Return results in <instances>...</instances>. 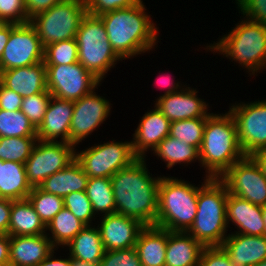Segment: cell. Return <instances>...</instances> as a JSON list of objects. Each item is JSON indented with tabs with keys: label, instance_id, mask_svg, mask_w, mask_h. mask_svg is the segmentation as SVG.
Returning a JSON list of instances; mask_svg holds the SVG:
<instances>
[{
	"label": "cell",
	"instance_id": "obj_19",
	"mask_svg": "<svg viewBox=\"0 0 266 266\" xmlns=\"http://www.w3.org/2000/svg\"><path fill=\"white\" fill-rule=\"evenodd\" d=\"M74 102L51 97L45 117L37 128V140L69 143Z\"/></svg>",
	"mask_w": 266,
	"mask_h": 266
},
{
	"label": "cell",
	"instance_id": "obj_13",
	"mask_svg": "<svg viewBox=\"0 0 266 266\" xmlns=\"http://www.w3.org/2000/svg\"><path fill=\"white\" fill-rule=\"evenodd\" d=\"M45 47L35 27L30 23L17 24L10 32L0 59V72L36 65L44 61Z\"/></svg>",
	"mask_w": 266,
	"mask_h": 266
},
{
	"label": "cell",
	"instance_id": "obj_17",
	"mask_svg": "<svg viewBox=\"0 0 266 266\" xmlns=\"http://www.w3.org/2000/svg\"><path fill=\"white\" fill-rule=\"evenodd\" d=\"M194 88L184 87L181 91L156 99L155 107L170 121L207 118L211 113L205 99L199 98Z\"/></svg>",
	"mask_w": 266,
	"mask_h": 266
},
{
	"label": "cell",
	"instance_id": "obj_26",
	"mask_svg": "<svg viewBox=\"0 0 266 266\" xmlns=\"http://www.w3.org/2000/svg\"><path fill=\"white\" fill-rule=\"evenodd\" d=\"M88 179L75 159L66 168L46 178L38 187L44 192L64 198L70 193L85 191Z\"/></svg>",
	"mask_w": 266,
	"mask_h": 266
},
{
	"label": "cell",
	"instance_id": "obj_16",
	"mask_svg": "<svg viewBox=\"0 0 266 266\" xmlns=\"http://www.w3.org/2000/svg\"><path fill=\"white\" fill-rule=\"evenodd\" d=\"M98 224L105 251L135 247L140 231L145 227L137 219L112 213L101 217Z\"/></svg>",
	"mask_w": 266,
	"mask_h": 266
},
{
	"label": "cell",
	"instance_id": "obj_38",
	"mask_svg": "<svg viewBox=\"0 0 266 266\" xmlns=\"http://www.w3.org/2000/svg\"><path fill=\"white\" fill-rule=\"evenodd\" d=\"M52 95L49 92L37 93L31 96L23 97L20 110L30 120L37 129L49 105Z\"/></svg>",
	"mask_w": 266,
	"mask_h": 266
},
{
	"label": "cell",
	"instance_id": "obj_49",
	"mask_svg": "<svg viewBox=\"0 0 266 266\" xmlns=\"http://www.w3.org/2000/svg\"><path fill=\"white\" fill-rule=\"evenodd\" d=\"M10 265L9 235H0V266Z\"/></svg>",
	"mask_w": 266,
	"mask_h": 266
},
{
	"label": "cell",
	"instance_id": "obj_2",
	"mask_svg": "<svg viewBox=\"0 0 266 266\" xmlns=\"http://www.w3.org/2000/svg\"><path fill=\"white\" fill-rule=\"evenodd\" d=\"M143 0L137 5L99 15L113 50L121 59L148 53L158 43V28Z\"/></svg>",
	"mask_w": 266,
	"mask_h": 266
},
{
	"label": "cell",
	"instance_id": "obj_41",
	"mask_svg": "<svg viewBox=\"0 0 266 266\" xmlns=\"http://www.w3.org/2000/svg\"><path fill=\"white\" fill-rule=\"evenodd\" d=\"M99 266H142L135 247L105 251Z\"/></svg>",
	"mask_w": 266,
	"mask_h": 266
},
{
	"label": "cell",
	"instance_id": "obj_27",
	"mask_svg": "<svg viewBox=\"0 0 266 266\" xmlns=\"http://www.w3.org/2000/svg\"><path fill=\"white\" fill-rule=\"evenodd\" d=\"M46 232V226L28 199L12 201L9 236L41 235Z\"/></svg>",
	"mask_w": 266,
	"mask_h": 266
},
{
	"label": "cell",
	"instance_id": "obj_12",
	"mask_svg": "<svg viewBox=\"0 0 266 266\" xmlns=\"http://www.w3.org/2000/svg\"><path fill=\"white\" fill-rule=\"evenodd\" d=\"M237 126L241 149L245 156L266 147V99L235 103L229 107Z\"/></svg>",
	"mask_w": 266,
	"mask_h": 266
},
{
	"label": "cell",
	"instance_id": "obj_8",
	"mask_svg": "<svg viewBox=\"0 0 266 266\" xmlns=\"http://www.w3.org/2000/svg\"><path fill=\"white\" fill-rule=\"evenodd\" d=\"M87 14L84 0H64L30 19L44 47L76 37Z\"/></svg>",
	"mask_w": 266,
	"mask_h": 266
},
{
	"label": "cell",
	"instance_id": "obj_28",
	"mask_svg": "<svg viewBox=\"0 0 266 266\" xmlns=\"http://www.w3.org/2000/svg\"><path fill=\"white\" fill-rule=\"evenodd\" d=\"M31 190L25 164L0 160V198L13 201L27 199Z\"/></svg>",
	"mask_w": 266,
	"mask_h": 266
},
{
	"label": "cell",
	"instance_id": "obj_15",
	"mask_svg": "<svg viewBox=\"0 0 266 266\" xmlns=\"http://www.w3.org/2000/svg\"><path fill=\"white\" fill-rule=\"evenodd\" d=\"M96 89L74 101V111L70 125L69 143L80 145L84 138L89 137L96 128L106 121L112 104L105 97L97 95Z\"/></svg>",
	"mask_w": 266,
	"mask_h": 266
},
{
	"label": "cell",
	"instance_id": "obj_25",
	"mask_svg": "<svg viewBox=\"0 0 266 266\" xmlns=\"http://www.w3.org/2000/svg\"><path fill=\"white\" fill-rule=\"evenodd\" d=\"M168 230L145 226L139 233L135 248L142 266H165Z\"/></svg>",
	"mask_w": 266,
	"mask_h": 266
},
{
	"label": "cell",
	"instance_id": "obj_11",
	"mask_svg": "<svg viewBox=\"0 0 266 266\" xmlns=\"http://www.w3.org/2000/svg\"><path fill=\"white\" fill-rule=\"evenodd\" d=\"M75 149L74 145L66 142L37 140L25 162L27 181L31 187H38L46 178L73 162Z\"/></svg>",
	"mask_w": 266,
	"mask_h": 266
},
{
	"label": "cell",
	"instance_id": "obj_33",
	"mask_svg": "<svg viewBox=\"0 0 266 266\" xmlns=\"http://www.w3.org/2000/svg\"><path fill=\"white\" fill-rule=\"evenodd\" d=\"M0 137H37V129L21 110L0 109Z\"/></svg>",
	"mask_w": 266,
	"mask_h": 266
},
{
	"label": "cell",
	"instance_id": "obj_40",
	"mask_svg": "<svg viewBox=\"0 0 266 266\" xmlns=\"http://www.w3.org/2000/svg\"><path fill=\"white\" fill-rule=\"evenodd\" d=\"M0 22L12 24L30 22L24 0H0Z\"/></svg>",
	"mask_w": 266,
	"mask_h": 266
},
{
	"label": "cell",
	"instance_id": "obj_42",
	"mask_svg": "<svg viewBox=\"0 0 266 266\" xmlns=\"http://www.w3.org/2000/svg\"><path fill=\"white\" fill-rule=\"evenodd\" d=\"M235 3L243 18L266 25V0H235Z\"/></svg>",
	"mask_w": 266,
	"mask_h": 266
},
{
	"label": "cell",
	"instance_id": "obj_22",
	"mask_svg": "<svg viewBox=\"0 0 266 266\" xmlns=\"http://www.w3.org/2000/svg\"><path fill=\"white\" fill-rule=\"evenodd\" d=\"M10 266H37L55 247L46 234L9 236Z\"/></svg>",
	"mask_w": 266,
	"mask_h": 266
},
{
	"label": "cell",
	"instance_id": "obj_47",
	"mask_svg": "<svg viewBox=\"0 0 266 266\" xmlns=\"http://www.w3.org/2000/svg\"><path fill=\"white\" fill-rule=\"evenodd\" d=\"M12 201L0 198V235H8Z\"/></svg>",
	"mask_w": 266,
	"mask_h": 266
},
{
	"label": "cell",
	"instance_id": "obj_39",
	"mask_svg": "<svg viewBox=\"0 0 266 266\" xmlns=\"http://www.w3.org/2000/svg\"><path fill=\"white\" fill-rule=\"evenodd\" d=\"M64 207H66L76 218L86 226L93 224L92 220L96 219L92 209V204L85 191L73 192L64 198ZM92 223V224H91Z\"/></svg>",
	"mask_w": 266,
	"mask_h": 266
},
{
	"label": "cell",
	"instance_id": "obj_51",
	"mask_svg": "<svg viewBox=\"0 0 266 266\" xmlns=\"http://www.w3.org/2000/svg\"><path fill=\"white\" fill-rule=\"evenodd\" d=\"M16 25L17 24L3 23L0 26V59H1L2 53L5 49V46L8 42L10 32Z\"/></svg>",
	"mask_w": 266,
	"mask_h": 266
},
{
	"label": "cell",
	"instance_id": "obj_37",
	"mask_svg": "<svg viewBox=\"0 0 266 266\" xmlns=\"http://www.w3.org/2000/svg\"><path fill=\"white\" fill-rule=\"evenodd\" d=\"M76 62H78V46L75 38L55 42L45 47V65H66Z\"/></svg>",
	"mask_w": 266,
	"mask_h": 266
},
{
	"label": "cell",
	"instance_id": "obj_29",
	"mask_svg": "<svg viewBox=\"0 0 266 266\" xmlns=\"http://www.w3.org/2000/svg\"><path fill=\"white\" fill-rule=\"evenodd\" d=\"M71 258L91 263H100L105 249L98 227H84L67 245Z\"/></svg>",
	"mask_w": 266,
	"mask_h": 266
},
{
	"label": "cell",
	"instance_id": "obj_52",
	"mask_svg": "<svg viewBox=\"0 0 266 266\" xmlns=\"http://www.w3.org/2000/svg\"><path fill=\"white\" fill-rule=\"evenodd\" d=\"M250 156L259 165L263 175L266 177V147L256 150Z\"/></svg>",
	"mask_w": 266,
	"mask_h": 266
},
{
	"label": "cell",
	"instance_id": "obj_31",
	"mask_svg": "<svg viewBox=\"0 0 266 266\" xmlns=\"http://www.w3.org/2000/svg\"><path fill=\"white\" fill-rule=\"evenodd\" d=\"M84 227H86V225L64 207L46 226V231L49 230V232H51V234L46 232V235L55 248L58 249L59 246L63 248L65 246L67 248L69 242Z\"/></svg>",
	"mask_w": 266,
	"mask_h": 266
},
{
	"label": "cell",
	"instance_id": "obj_54",
	"mask_svg": "<svg viewBox=\"0 0 266 266\" xmlns=\"http://www.w3.org/2000/svg\"><path fill=\"white\" fill-rule=\"evenodd\" d=\"M262 217L265 224V236H266V205L261 206Z\"/></svg>",
	"mask_w": 266,
	"mask_h": 266
},
{
	"label": "cell",
	"instance_id": "obj_30",
	"mask_svg": "<svg viewBox=\"0 0 266 266\" xmlns=\"http://www.w3.org/2000/svg\"><path fill=\"white\" fill-rule=\"evenodd\" d=\"M157 158H160L166 163L168 169L173 168L175 165L191 164L192 162L199 161V150L187 144L185 141H180L175 137H165L158 146L153 150Z\"/></svg>",
	"mask_w": 266,
	"mask_h": 266
},
{
	"label": "cell",
	"instance_id": "obj_14",
	"mask_svg": "<svg viewBox=\"0 0 266 266\" xmlns=\"http://www.w3.org/2000/svg\"><path fill=\"white\" fill-rule=\"evenodd\" d=\"M219 179L228 193L255 205H266V177L251 156L234 163Z\"/></svg>",
	"mask_w": 266,
	"mask_h": 266
},
{
	"label": "cell",
	"instance_id": "obj_44",
	"mask_svg": "<svg viewBox=\"0 0 266 266\" xmlns=\"http://www.w3.org/2000/svg\"><path fill=\"white\" fill-rule=\"evenodd\" d=\"M198 266H233V264L221 246H213L203 248Z\"/></svg>",
	"mask_w": 266,
	"mask_h": 266
},
{
	"label": "cell",
	"instance_id": "obj_9",
	"mask_svg": "<svg viewBox=\"0 0 266 266\" xmlns=\"http://www.w3.org/2000/svg\"><path fill=\"white\" fill-rule=\"evenodd\" d=\"M75 159L89 178H111L120 169L130 166L138 157L132 141H108L75 151Z\"/></svg>",
	"mask_w": 266,
	"mask_h": 266
},
{
	"label": "cell",
	"instance_id": "obj_55",
	"mask_svg": "<svg viewBox=\"0 0 266 266\" xmlns=\"http://www.w3.org/2000/svg\"><path fill=\"white\" fill-rule=\"evenodd\" d=\"M253 266H266V259Z\"/></svg>",
	"mask_w": 266,
	"mask_h": 266
},
{
	"label": "cell",
	"instance_id": "obj_4",
	"mask_svg": "<svg viewBox=\"0 0 266 266\" xmlns=\"http://www.w3.org/2000/svg\"><path fill=\"white\" fill-rule=\"evenodd\" d=\"M197 198V213L187 231L204 247L221 246L227 235L228 190L219 178L203 177Z\"/></svg>",
	"mask_w": 266,
	"mask_h": 266
},
{
	"label": "cell",
	"instance_id": "obj_10",
	"mask_svg": "<svg viewBox=\"0 0 266 266\" xmlns=\"http://www.w3.org/2000/svg\"><path fill=\"white\" fill-rule=\"evenodd\" d=\"M45 66L47 90L58 99L77 101L98 89L101 84V81L79 62Z\"/></svg>",
	"mask_w": 266,
	"mask_h": 266
},
{
	"label": "cell",
	"instance_id": "obj_1",
	"mask_svg": "<svg viewBox=\"0 0 266 266\" xmlns=\"http://www.w3.org/2000/svg\"><path fill=\"white\" fill-rule=\"evenodd\" d=\"M146 164V158H138L110 179L116 213L137 219L145 226H153L158 211L161 175L152 177Z\"/></svg>",
	"mask_w": 266,
	"mask_h": 266
},
{
	"label": "cell",
	"instance_id": "obj_7",
	"mask_svg": "<svg viewBox=\"0 0 266 266\" xmlns=\"http://www.w3.org/2000/svg\"><path fill=\"white\" fill-rule=\"evenodd\" d=\"M78 62L101 82L108 71L122 59L108 41L105 26L99 16L87 13L76 34Z\"/></svg>",
	"mask_w": 266,
	"mask_h": 266
},
{
	"label": "cell",
	"instance_id": "obj_35",
	"mask_svg": "<svg viewBox=\"0 0 266 266\" xmlns=\"http://www.w3.org/2000/svg\"><path fill=\"white\" fill-rule=\"evenodd\" d=\"M37 137H0V160L25 164Z\"/></svg>",
	"mask_w": 266,
	"mask_h": 266
},
{
	"label": "cell",
	"instance_id": "obj_32",
	"mask_svg": "<svg viewBox=\"0 0 266 266\" xmlns=\"http://www.w3.org/2000/svg\"><path fill=\"white\" fill-rule=\"evenodd\" d=\"M95 215L105 216L116 213L113 188L110 178H89L85 190ZM100 212V213H99Z\"/></svg>",
	"mask_w": 266,
	"mask_h": 266
},
{
	"label": "cell",
	"instance_id": "obj_20",
	"mask_svg": "<svg viewBox=\"0 0 266 266\" xmlns=\"http://www.w3.org/2000/svg\"><path fill=\"white\" fill-rule=\"evenodd\" d=\"M226 220L228 227L231 222L238 230L234 231L235 233L251 236L265 235L261 206L230 193L226 204Z\"/></svg>",
	"mask_w": 266,
	"mask_h": 266
},
{
	"label": "cell",
	"instance_id": "obj_36",
	"mask_svg": "<svg viewBox=\"0 0 266 266\" xmlns=\"http://www.w3.org/2000/svg\"><path fill=\"white\" fill-rule=\"evenodd\" d=\"M207 118H193L170 123V136L200 150Z\"/></svg>",
	"mask_w": 266,
	"mask_h": 266
},
{
	"label": "cell",
	"instance_id": "obj_48",
	"mask_svg": "<svg viewBox=\"0 0 266 266\" xmlns=\"http://www.w3.org/2000/svg\"><path fill=\"white\" fill-rule=\"evenodd\" d=\"M164 75L165 74L159 75L160 77H159V79H157V83L160 82L159 83V84H161L160 86H162L164 89L166 87L167 90L164 91V94L158 96L157 99L162 97V96H167L171 93L179 92L184 87H186L185 85L182 86V84L179 81H177V83H176V81H174L173 78L171 79L170 76L168 77L167 75H165V76Z\"/></svg>",
	"mask_w": 266,
	"mask_h": 266
},
{
	"label": "cell",
	"instance_id": "obj_18",
	"mask_svg": "<svg viewBox=\"0 0 266 266\" xmlns=\"http://www.w3.org/2000/svg\"><path fill=\"white\" fill-rule=\"evenodd\" d=\"M170 121L154 106L141 118L132 139V148L138 158H146L170 134Z\"/></svg>",
	"mask_w": 266,
	"mask_h": 266
},
{
	"label": "cell",
	"instance_id": "obj_34",
	"mask_svg": "<svg viewBox=\"0 0 266 266\" xmlns=\"http://www.w3.org/2000/svg\"><path fill=\"white\" fill-rule=\"evenodd\" d=\"M27 199L45 226L64 208L63 197L44 192L39 187H32Z\"/></svg>",
	"mask_w": 266,
	"mask_h": 266
},
{
	"label": "cell",
	"instance_id": "obj_21",
	"mask_svg": "<svg viewBox=\"0 0 266 266\" xmlns=\"http://www.w3.org/2000/svg\"><path fill=\"white\" fill-rule=\"evenodd\" d=\"M221 247L233 266H253L266 259V236L228 233Z\"/></svg>",
	"mask_w": 266,
	"mask_h": 266
},
{
	"label": "cell",
	"instance_id": "obj_43",
	"mask_svg": "<svg viewBox=\"0 0 266 266\" xmlns=\"http://www.w3.org/2000/svg\"><path fill=\"white\" fill-rule=\"evenodd\" d=\"M87 13L99 16L109 11L137 5L141 0H84Z\"/></svg>",
	"mask_w": 266,
	"mask_h": 266
},
{
	"label": "cell",
	"instance_id": "obj_45",
	"mask_svg": "<svg viewBox=\"0 0 266 266\" xmlns=\"http://www.w3.org/2000/svg\"><path fill=\"white\" fill-rule=\"evenodd\" d=\"M22 99V96L2 84L0 89V109L6 111L20 110Z\"/></svg>",
	"mask_w": 266,
	"mask_h": 266
},
{
	"label": "cell",
	"instance_id": "obj_56",
	"mask_svg": "<svg viewBox=\"0 0 266 266\" xmlns=\"http://www.w3.org/2000/svg\"><path fill=\"white\" fill-rule=\"evenodd\" d=\"M2 77H1V74H0V89H1V87H2Z\"/></svg>",
	"mask_w": 266,
	"mask_h": 266
},
{
	"label": "cell",
	"instance_id": "obj_23",
	"mask_svg": "<svg viewBox=\"0 0 266 266\" xmlns=\"http://www.w3.org/2000/svg\"><path fill=\"white\" fill-rule=\"evenodd\" d=\"M0 74L3 85L22 97L49 92L44 61L36 65L1 71Z\"/></svg>",
	"mask_w": 266,
	"mask_h": 266
},
{
	"label": "cell",
	"instance_id": "obj_53",
	"mask_svg": "<svg viewBox=\"0 0 266 266\" xmlns=\"http://www.w3.org/2000/svg\"><path fill=\"white\" fill-rule=\"evenodd\" d=\"M71 266H99V263L85 262V261L76 260L72 258Z\"/></svg>",
	"mask_w": 266,
	"mask_h": 266
},
{
	"label": "cell",
	"instance_id": "obj_3",
	"mask_svg": "<svg viewBox=\"0 0 266 266\" xmlns=\"http://www.w3.org/2000/svg\"><path fill=\"white\" fill-rule=\"evenodd\" d=\"M245 157L241 149L237 126L230 111L211 113L203 132L199 164L209 178H220L234 163Z\"/></svg>",
	"mask_w": 266,
	"mask_h": 266
},
{
	"label": "cell",
	"instance_id": "obj_24",
	"mask_svg": "<svg viewBox=\"0 0 266 266\" xmlns=\"http://www.w3.org/2000/svg\"><path fill=\"white\" fill-rule=\"evenodd\" d=\"M203 248L188 232L168 231L165 266H198Z\"/></svg>",
	"mask_w": 266,
	"mask_h": 266
},
{
	"label": "cell",
	"instance_id": "obj_46",
	"mask_svg": "<svg viewBox=\"0 0 266 266\" xmlns=\"http://www.w3.org/2000/svg\"><path fill=\"white\" fill-rule=\"evenodd\" d=\"M64 0H24L25 9L29 19L36 14L50 9L52 6L63 2Z\"/></svg>",
	"mask_w": 266,
	"mask_h": 266
},
{
	"label": "cell",
	"instance_id": "obj_6",
	"mask_svg": "<svg viewBox=\"0 0 266 266\" xmlns=\"http://www.w3.org/2000/svg\"><path fill=\"white\" fill-rule=\"evenodd\" d=\"M199 185L177 177L161 176L155 226L168 231L187 232L197 213Z\"/></svg>",
	"mask_w": 266,
	"mask_h": 266
},
{
	"label": "cell",
	"instance_id": "obj_50",
	"mask_svg": "<svg viewBox=\"0 0 266 266\" xmlns=\"http://www.w3.org/2000/svg\"><path fill=\"white\" fill-rule=\"evenodd\" d=\"M57 250V248H55L45 259H43L37 266H71V261L72 258L70 257V255L68 256V258H64L62 259L60 256L58 258H56V256H54V253H56L55 251Z\"/></svg>",
	"mask_w": 266,
	"mask_h": 266
},
{
	"label": "cell",
	"instance_id": "obj_5",
	"mask_svg": "<svg viewBox=\"0 0 266 266\" xmlns=\"http://www.w3.org/2000/svg\"><path fill=\"white\" fill-rule=\"evenodd\" d=\"M241 20L217 43L207 44L204 49L222 54L255 76L266 70V25L246 18Z\"/></svg>",
	"mask_w": 266,
	"mask_h": 266
}]
</instances>
